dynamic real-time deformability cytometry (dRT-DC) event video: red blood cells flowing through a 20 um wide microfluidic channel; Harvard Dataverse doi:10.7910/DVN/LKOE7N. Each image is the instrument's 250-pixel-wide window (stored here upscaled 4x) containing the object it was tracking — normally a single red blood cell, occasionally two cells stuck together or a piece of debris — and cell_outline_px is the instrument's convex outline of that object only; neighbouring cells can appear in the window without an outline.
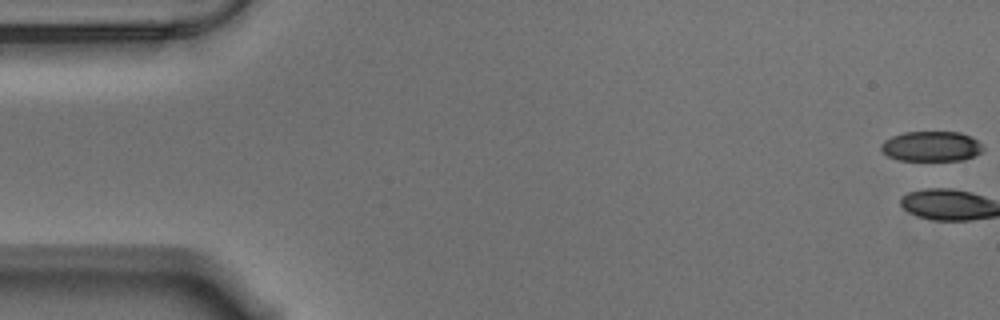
{"species": "Egyptian fruit bat (a non-hibernating species)", "species_latin": "Rousettus aegyptiacus", "temperature_condition": "warm", "stored_images_in_passage": 57, "camera_frame_rate_fps": 3000, "um_per_image_px": 0.085, "animal": {"sex": "male"}, "frame": {"image": 1, "passage_image": 1, "time_ms": 0.0, "image_size_px": [1000, 320], "cell_outline_px": [[984, 148], [980, 152], [964, 160], [900, 160], [888, 156], [880, 148], [880, 144], [884, 140], [892, 136], [904, 132], [960, 132], [972, 136]], "centroid_in_image_um": [79.14, 12.43], "position_along_channel_um": 5.9, "area_um2": 17.8}}
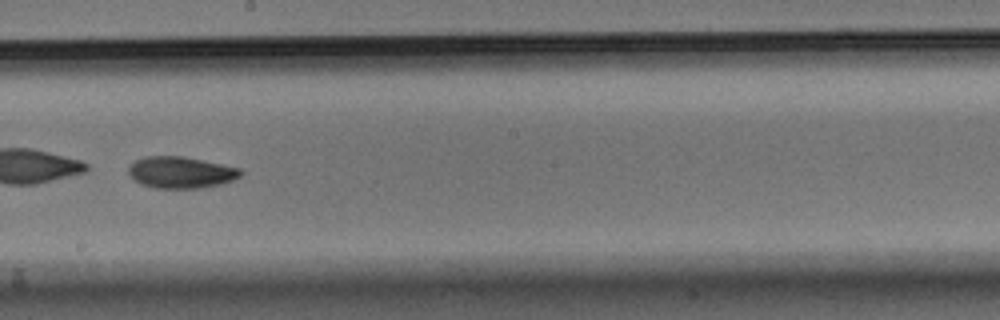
{"frame": {"image": 2, "passage_image": 33, "time_ms": 10.667, "image_size_px": [1000, 320], "cell_outline_px": [[244, 172], [240, 176], [232, 180], [220, 184], [200, 188], [152, 188], [140, 184], [132, 180], [128, 176], [128, 164], [136, 160], [148, 156], [184, 156], [240, 168]], "centroid_in_image_um": [15.32, 14.66], "position_along_channel_um": 232.9, "area_um2": 20.87}, "authors_computed_cell_mechanics": {"area_um2": 21.4438, "velocity_mm_per_s": 3.5219, "shape_relaxation_time_tau1_ms": 3.9547, "shape_relaxation_time_tau2_ms": 9.0541, "deformation_change_tau1": 0.1254, "deformation_change_tau2": 0.1179}}